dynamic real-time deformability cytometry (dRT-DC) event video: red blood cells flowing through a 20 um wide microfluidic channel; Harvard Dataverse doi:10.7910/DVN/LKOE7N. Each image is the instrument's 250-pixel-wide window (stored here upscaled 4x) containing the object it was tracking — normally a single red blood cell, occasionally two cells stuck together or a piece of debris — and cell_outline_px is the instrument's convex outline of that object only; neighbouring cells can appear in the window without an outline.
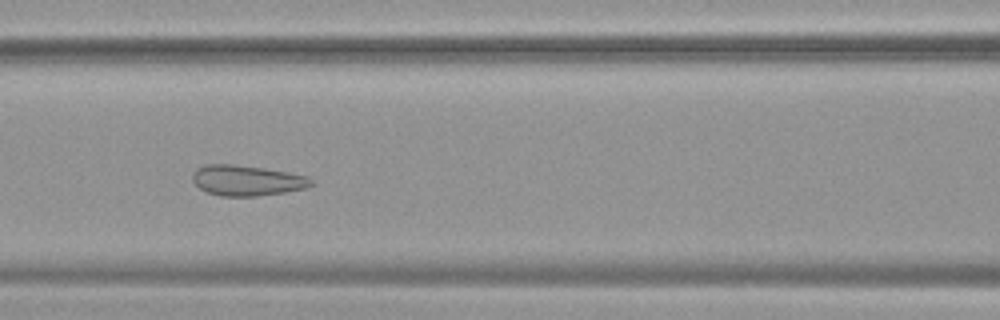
{"species": "common noctule bat (a hibernating species)", "species_latin": "Nyctalus noctula", "temperature_condition": "warm", "stored_images_in_passage": 54, "camera_frame_rate_fps": 3000, "um_per_image_px": 0.085, "animal": {"sex": "female", "body_mass_g": 19.9}, "frame": {"image": 1, "passage_image": 24, "time_ms": 7.667, "image_size_px": [1000, 320], "cell_outline_px": [[312, 184], [308, 188], [284, 192], [256, 196], [220, 196], [208, 192], [200, 188], [192, 180], [192, 172], [196, 168], [208, 164], [232, 164], [264, 168], [288, 172], [308, 176], [312, 180]], "centroid_in_image_um": [20.98, 15.33], "position_along_channel_um": 145.6, "area_um2": 21.1}}
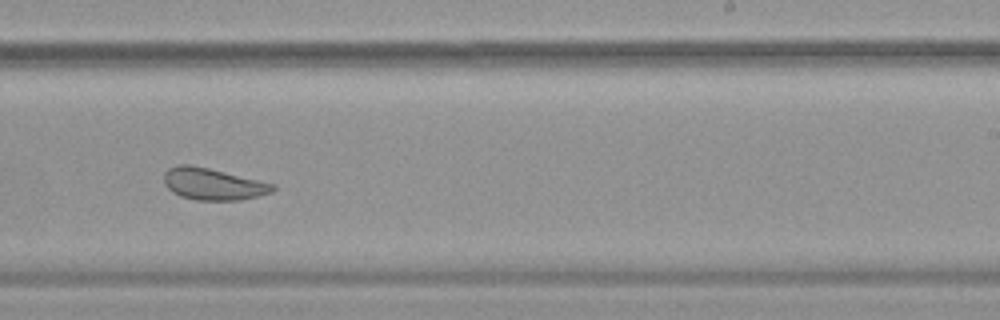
{"frame": {"image": 2, "passage_image": 34, "time_ms": 11.0, "image_size_px": [1000, 320], "cell_outline_px": [[276, 188], [272, 192], [240, 200], [196, 200], [180, 196], [172, 192], [164, 184], [164, 172], [168, 168], [176, 164], [188, 164], [208, 168], [276, 184]], "centroid_in_image_um": [18.08, 15.64], "position_along_channel_um": 270.9, "area_um2": 20.17}}
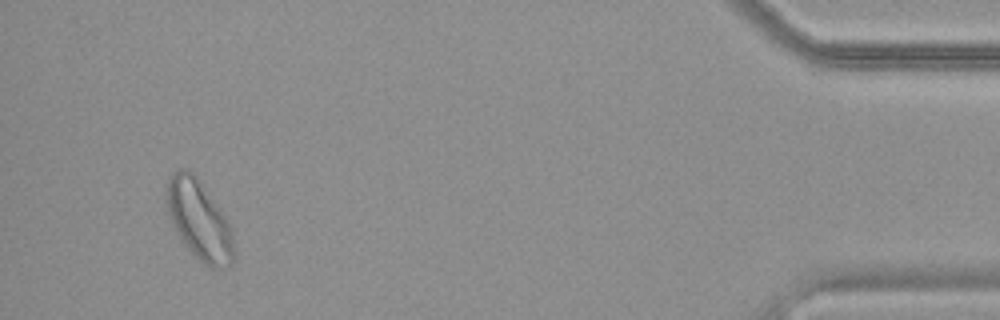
{"frame": {"image": 3, "passage_image": 51, "time_ms": 16.667, "image_size_px": [1000, 320], "cell_outline_px": [[236, 260], [228, 268], [212, 268], [204, 264], [188, 248], [180, 236], [168, 212], [168, 180], [172, 172], [180, 168], [184, 168], [192, 172], [224, 216], [232, 232]], "centroid_in_image_um": [16.98, 18.77], "position_along_channel_um": 418.2, "area_um2": 30.11}, "authors_computed_cell_mechanics": {"area_um2": 26.3279, "velocity_mm_per_s": 3.7804, "shape_relaxation_time_tau1_ms": null, "shape_relaxation_time_tau2_ms": 0.8552, "deformation_change_tau1": null, "deformation_change_tau2": 0.0764}}